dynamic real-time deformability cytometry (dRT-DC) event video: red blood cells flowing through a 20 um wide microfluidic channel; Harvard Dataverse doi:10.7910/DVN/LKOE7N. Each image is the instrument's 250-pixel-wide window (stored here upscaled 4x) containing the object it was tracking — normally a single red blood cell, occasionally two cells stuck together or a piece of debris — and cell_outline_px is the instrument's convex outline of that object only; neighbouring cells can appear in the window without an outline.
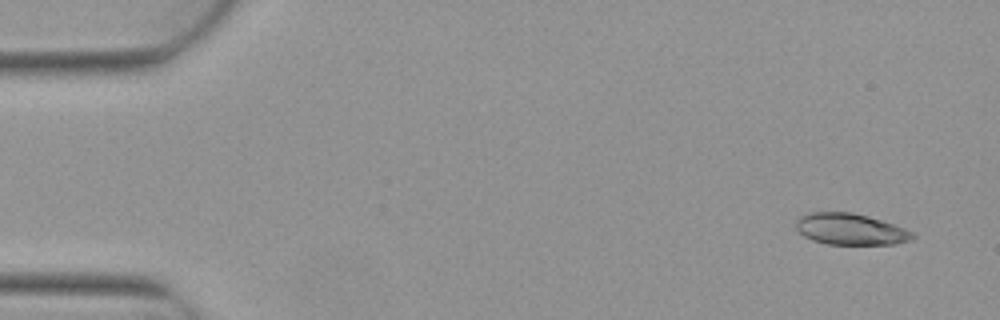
{"species": "Egyptian fruit bat (a non-hibernating species)", "species_latin": "Rousettus aegyptiacus", "temperature_condition": "warm", "stored_images_in_passage": 4, "camera_frame_rate_fps": 3000, "um_per_image_px": 0.085, "animal": {"sex": "female"}, "frame": {"image": 1, "passage_image": 1, "time_ms": 0.0, "image_size_px": [1000, 320], "cell_outline_px": [[916, 236], [912, 240], [892, 244], [828, 244], [812, 240], [804, 236], [796, 228], [796, 220], [800, 216], [808, 212], [852, 212], [868, 216], [904, 228], [912, 232]], "centroid_in_image_um": [72.27, 19.47], "position_along_channel_um": 12.7, "area_um2": 21.21}}
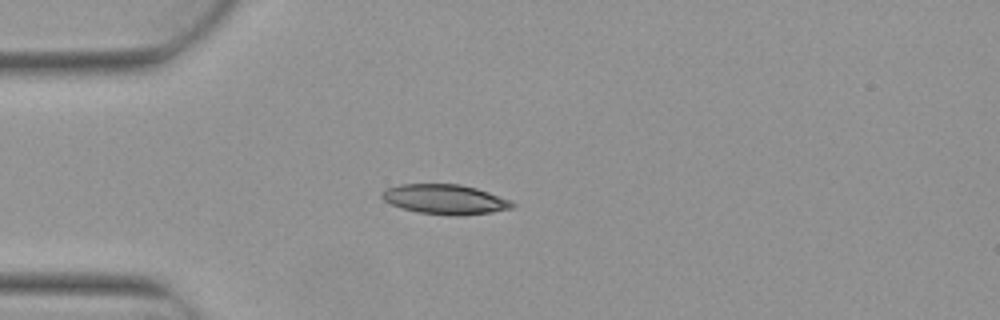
{"frame": {"image": 2, "passage_image": 4, "time_ms": 1.0, "image_size_px": [1000, 320], "cell_outline_px": [[516, 204], [512, 208], [492, 212], [456, 216], [416, 212], [400, 208], [384, 200], [380, 196], [388, 188], [400, 184], [460, 184], [476, 188], [512, 200]], "centroid_in_image_um": [37.85, 16.95], "position_along_channel_um": 47.1, "area_um2": 22.6}}